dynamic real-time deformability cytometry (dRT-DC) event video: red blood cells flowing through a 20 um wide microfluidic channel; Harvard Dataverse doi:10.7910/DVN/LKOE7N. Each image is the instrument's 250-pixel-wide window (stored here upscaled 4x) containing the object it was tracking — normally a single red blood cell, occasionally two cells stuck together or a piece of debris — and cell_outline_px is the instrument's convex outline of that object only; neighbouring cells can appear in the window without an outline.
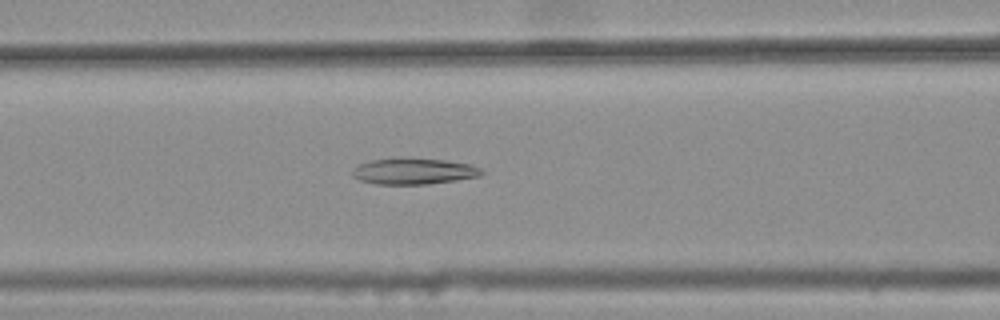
{"species": "common noctule bat (a hibernating species)", "species_latin": "Nyctalus noctula", "temperature_condition": "warm", "stored_images_in_passage": 46, "segment_of_instrument_passage": [2, 2], "camera_frame_rate_fps": 3000, "um_per_image_px": 0.085, "animal": {"sex": "female", "body_mass_g": 25.1}, "frame": {"image": 1, "passage_image": 22, "time_ms": 7.0, "image_size_px": [1000, 320], "cell_outline_px": [[488, 172], [480, 176], [456, 180], [428, 184], [376, 184], [360, 180], [352, 176], [352, 168], [356, 164], [372, 160], [404, 156], [444, 160], [472, 164]], "centroid_in_image_um": [35.17, 14.53], "position_along_channel_um": 131.4, "area_um2": 20.29}}
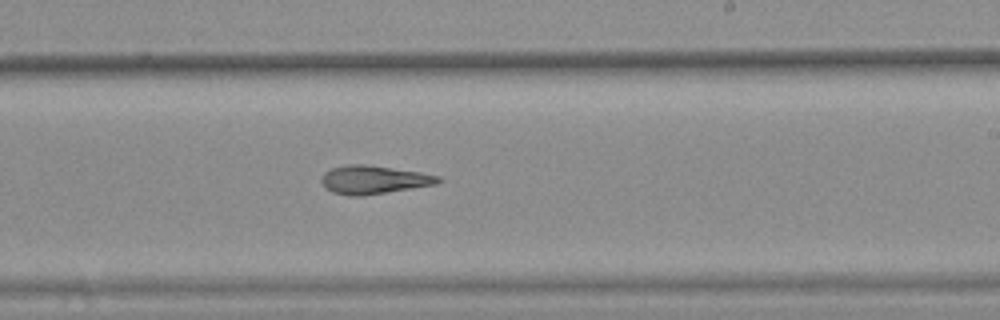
{"frame": {"image": 2, "passage_image": 32, "time_ms": 10.333, "image_size_px": [1000, 320], "cell_outline_px": [[444, 180], [436, 184], [364, 196], [348, 196], [332, 192], [324, 188], [320, 180], [324, 172], [332, 168], [348, 164], [364, 164], [420, 172], [440, 176]], "centroid_in_image_um": [31.74, 15.28], "position_along_channel_um": 257.3, "area_um2": 19.42}}
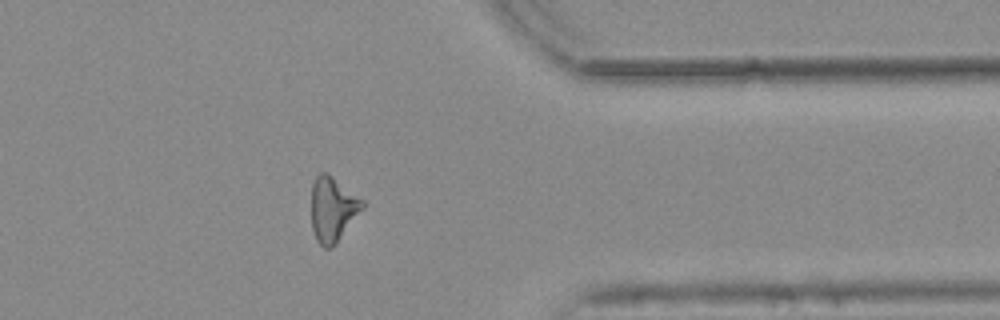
{"frame": {"image": 3, "passage_image": 43, "time_ms": 14.0, "image_size_px": [1000, 320], "cell_outline_px": [[364, 208], [336, 244], [332, 248], [324, 248], [316, 240], [312, 228], [312, 184], [316, 176], [320, 172], [328, 172], [364, 200]], "centroid_in_image_um": [28.29, 17.77], "position_along_channel_um": 383.1, "area_um2": 19.48}}